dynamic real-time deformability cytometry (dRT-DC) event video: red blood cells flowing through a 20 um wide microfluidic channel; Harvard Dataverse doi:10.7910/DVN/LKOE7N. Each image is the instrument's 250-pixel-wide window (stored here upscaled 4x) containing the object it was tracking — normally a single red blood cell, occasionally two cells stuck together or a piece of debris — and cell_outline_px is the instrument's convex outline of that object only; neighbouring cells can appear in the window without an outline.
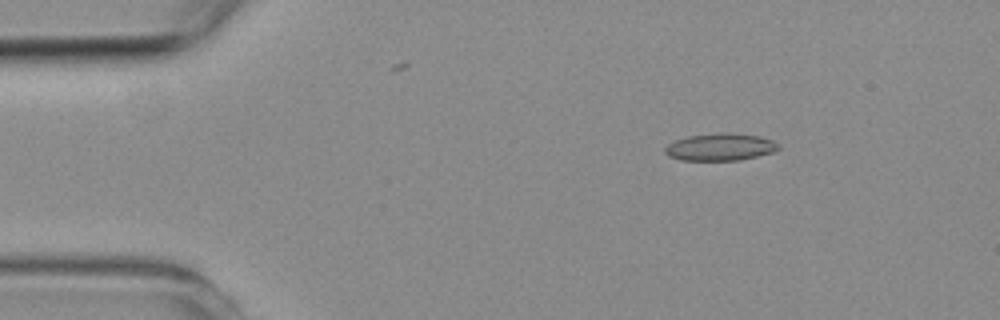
{"species": "common noctule bat (a hibernating species)", "species_latin": "Nyctalus noctula", "temperature_condition": "room temperature", "stored_images_in_passage": 4, "camera_frame_rate_fps": 3000, "um_per_image_px": 0.085, "animal": {"sex": "female", "body_mass_g": 19.3, "forearm_length_mm": 54.1}, "frame": {"image": 1, "passage_image": 2, "time_ms": 1.0, "image_size_px": [1000, 320], "cell_outline_px": [[780, 148], [772, 152], [740, 160], [680, 160], [668, 156], [664, 152], [664, 148], [668, 144], [676, 140], [688, 136], [724, 132], [728, 132], [760, 136], [772, 140]], "centroid_in_image_um": [61.19, 12.49], "position_along_channel_um": 23.8, "area_um2": 17.92}}